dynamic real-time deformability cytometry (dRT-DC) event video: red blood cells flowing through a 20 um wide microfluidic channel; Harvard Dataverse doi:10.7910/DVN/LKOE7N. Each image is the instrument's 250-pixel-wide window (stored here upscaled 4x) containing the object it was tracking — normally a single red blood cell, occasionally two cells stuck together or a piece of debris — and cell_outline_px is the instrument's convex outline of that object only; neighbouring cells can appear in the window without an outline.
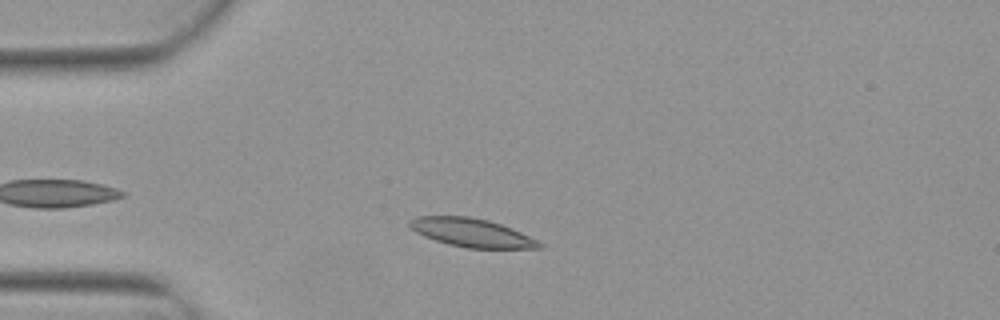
{"species": "Egyptian fruit bat (a non-hibernating species)", "species_latin": "Rousettus aegyptiacus", "temperature_condition": "warm", "stored_images_in_passage": 4, "camera_frame_rate_fps": 3000, "um_per_image_px": 0.085, "animal": {"sex": "female"}, "frame": {"image": 1, "passage_image": 1, "time_ms": 0.0, "image_size_px": [1000, 320], "cell_outline_px": [[544, 248], [468, 248], [448, 244], [424, 236], [416, 232], [408, 224], [408, 220], [416, 216], [468, 216], [488, 220], [500, 224], [520, 232], [544, 244]], "centroid_in_image_um": [40.07, 19.77], "position_along_channel_um": 44.9, "area_um2": 21.33}}